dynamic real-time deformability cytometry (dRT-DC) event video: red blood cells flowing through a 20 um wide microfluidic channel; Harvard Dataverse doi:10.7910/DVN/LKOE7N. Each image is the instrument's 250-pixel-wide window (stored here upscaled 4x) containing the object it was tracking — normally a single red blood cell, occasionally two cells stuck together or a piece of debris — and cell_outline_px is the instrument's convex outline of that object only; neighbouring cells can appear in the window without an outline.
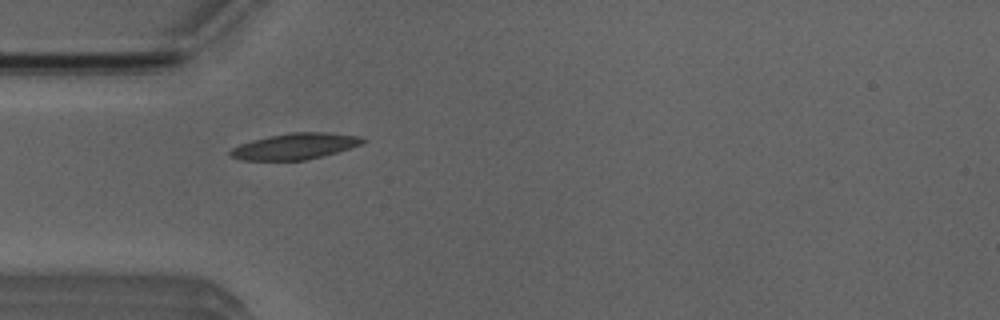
{"species": "Egyptian fruit bat (a non-hibernating species)", "species_latin": "Rousettus aegyptiacus", "temperature_condition": "room temperature", "stored_images_in_passage": 3, "camera_frame_rate_fps": 3000, "um_per_image_px": 0.085, "animal": {"sex": "male"}, "frame": {"image": 1, "passage_image": 2, "time_ms": 1.333, "image_size_px": [1000, 320], "cell_outline_px": [[368, 140], [364, 144], [336, 152], [304, 160], [240, 160], [232, 156], [228, 152], [232, 148], [240, 144], [252, 140], [292, 132], [328, 132], [360, 136]], "centroid_in_image_um": [25.12, 12.42], "position_along_channel_um": 59.9, "area_um2": 20.0}}